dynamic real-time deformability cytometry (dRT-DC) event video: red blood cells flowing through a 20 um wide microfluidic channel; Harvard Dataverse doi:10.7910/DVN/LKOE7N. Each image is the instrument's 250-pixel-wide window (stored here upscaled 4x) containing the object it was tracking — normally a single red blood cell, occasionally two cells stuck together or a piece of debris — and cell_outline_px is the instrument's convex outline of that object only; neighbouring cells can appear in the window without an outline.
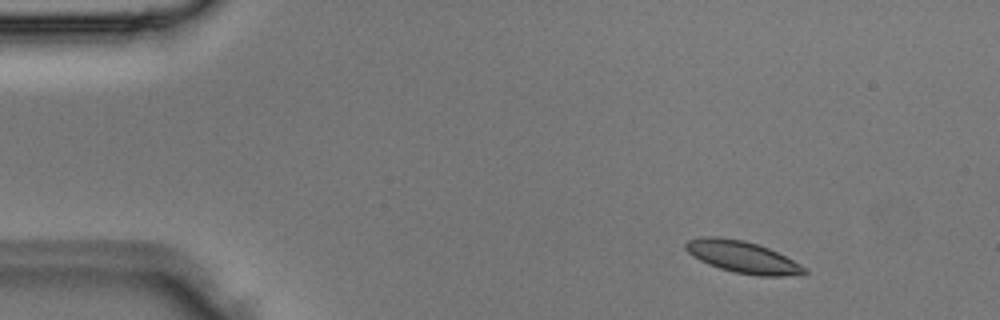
{"species": "Egyptian fruit bat (a non-hibernating species)", "species_latin": "Rousettus aegyptiacus", "temperature_condition": "room temperature", "stored_images_in_passage": 2, "camera_frame_rate_fps": 3000, "um_per_image_px": 0.085, "animal": {"sex": "male"}, "frame": {"image": 1, "passage_image": 2, "time_ms": 0.333, "image_size_px": [1000, 320], "cell_outline_px": [[808, 272], [784, 276], [760, 276], [732, 272], [708, 264], [692, 256], [684, 248], [684, 244], [688, 240], [700, 236], [720, 236], [744, 240], [768, 248], [808, 268]], "centroid_in_image_um": [63.06, 21.83], "position_along_channel_um": 21.9, "area_um2": 22.02}}